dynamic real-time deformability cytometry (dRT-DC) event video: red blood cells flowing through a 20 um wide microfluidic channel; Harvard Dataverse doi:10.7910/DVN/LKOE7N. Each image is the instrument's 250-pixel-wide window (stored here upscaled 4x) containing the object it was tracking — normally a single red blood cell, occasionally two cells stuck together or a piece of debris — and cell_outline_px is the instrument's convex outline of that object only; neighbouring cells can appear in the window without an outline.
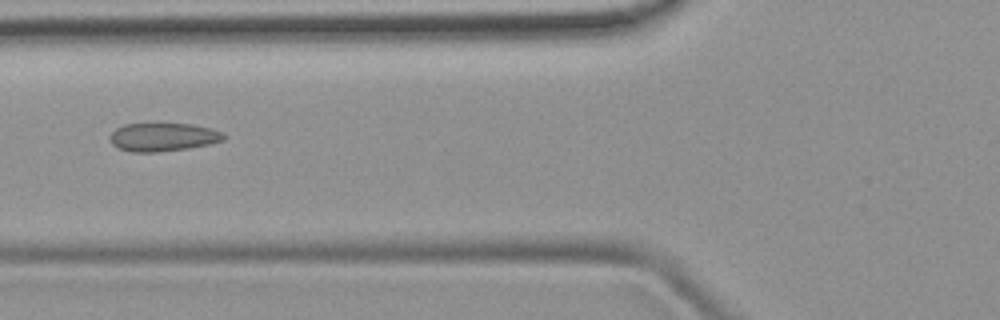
{"species": "common noctule bat (a hibernating species)", "species_latin": "Nyctalus noctula", "temperature_condition": "room temperature", "stored_images_in_passage": 7, "camera_frame_rate_fps": 3000, "um_per_image_px": 0.085, "animal": {"sex": "female", "body_mass_g": 19.9}, "frame": {"image": 1, "passage_image": 5, "time_ms": 5.667, "image_size_px": [1000, 320], "cell_outline_px": [[228, 136], [224, 140], [208, 144], [188, 148], [156, 152], [132, 152], [116, 148], [108, 140], [108, 136], [116, 128], [124, 124], [192, 124], [212, 128]], "centroid_in_image_um": [13.82, 11.65], "position_along_channel_um": 112.0, "area_um2": 18.9}}
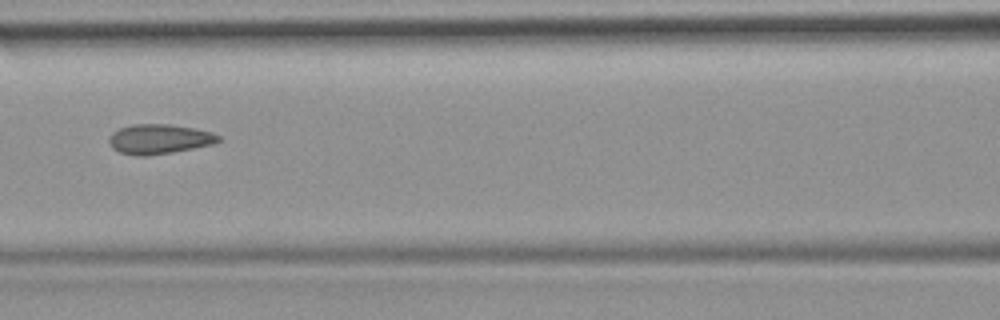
{"frame": {"image": 2, "passage_image": 6, "time_ms": 6.667, "image_size_px": [1000, 320], "cell_outline_px": [[220, 140], [212, 144], [172, 152], [148, 156], [136, 156], [120, 152], [112, 148], [108, 140], [112, 132], [120, 128], [132, 124], [172, 124], [196, 128], [212, 132], [220, 136]], "centroid_in_image_um": [13.52, 11.81], "position_along_channel_um": 153.1, "area_um2": 19.02}}
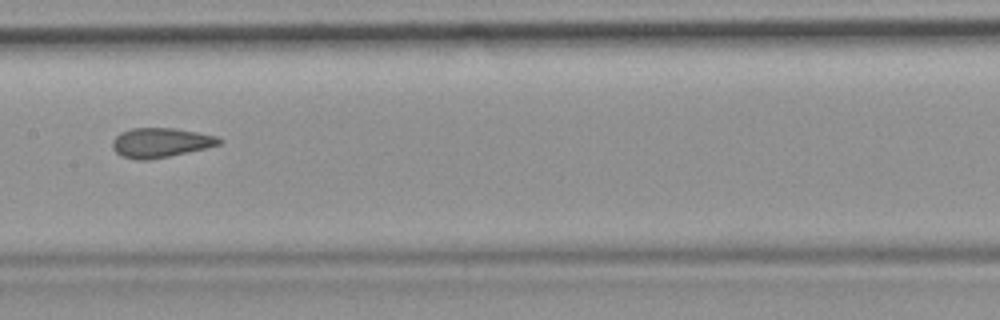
{"frame": {"image": 3, "passage_image": 7, "time_ms": 7.667, "image_size_px": [1000, 320], "cell_outline_px": [[224, 140], [220, 144], [188, 152], [148, 160], [136, 160], [120, 156], [112, 148], [112, 140], [120, 132], [132, 128], [172, 128], [196, 132], [216, 136]], "centroid_in_image_um": [13.61, 12.13], "position_along_channel_um": 193.8, "area_um2": 18.32}}